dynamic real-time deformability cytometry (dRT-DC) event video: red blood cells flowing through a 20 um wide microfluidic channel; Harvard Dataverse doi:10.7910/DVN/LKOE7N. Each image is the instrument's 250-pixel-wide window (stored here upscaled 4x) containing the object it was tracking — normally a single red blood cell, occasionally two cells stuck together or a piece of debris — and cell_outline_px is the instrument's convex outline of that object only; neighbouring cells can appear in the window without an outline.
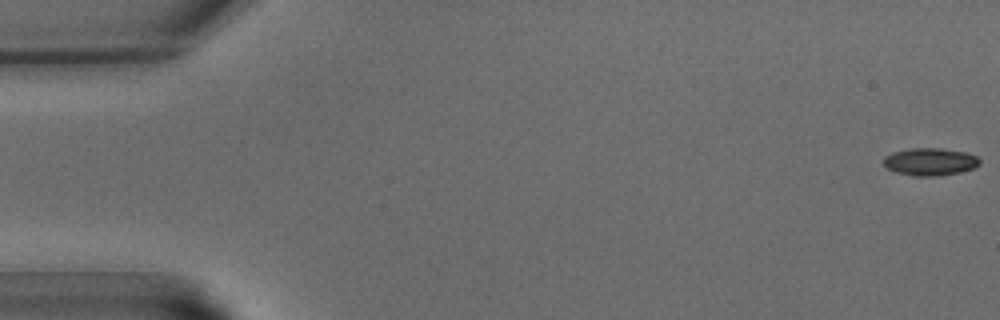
{"species": "common noctule bat (a hibernating species)", "species_latin": "Nyctalus noctula", "temperature_condition": "warm", "stored_images_in_passage": 43, "segment_of_instrument_passage": [1, 2], "camera_frame_rate_fps": 3000, "um_per_image_px": 0.085, "animal": {"sex": "male", "body_mass_g": 15.6}, "frame": {"image": 1, "passage_image": 1, "time_ms": 0.0, "image_size_px": [1000, 320], "cell_outline_px": [[980, 164], [972, 168], [960, 172], [940, 176], [912, 176], [896, 172], [888, 168], [884, 164], [884, 156], [892, 152], [912, 148], [940, 148], [968, 152], [976, 156], [980, 160]], "centroid_in_image_um": [79.06, 13.74], "position_along_channel_um": 5.9, "area_um2": 15.49}}
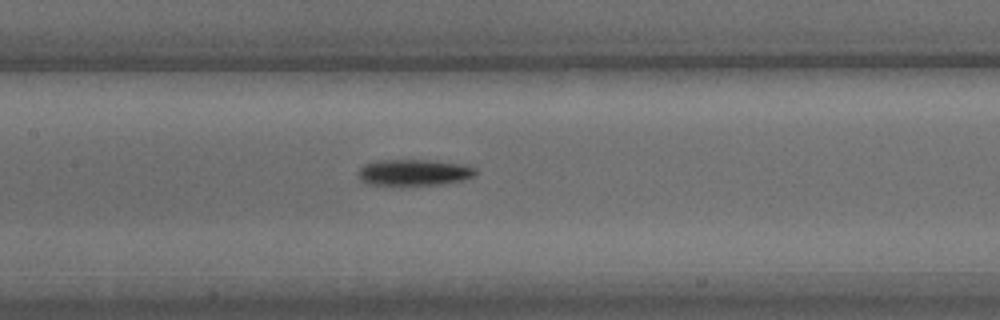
{"frame": {"image": 2, "passage_image": 20, "time_ms": 6.333, "image_size_px": [1000, 320], "cell_outline_px": [[480, 172], [476, 176], [464, 180], [440, 184], [368, 184], [360, 180], [356, 172], [364, 164], [376, 160], [428, 160], [468, 164], [476, 168]], "centroid_in_image_um": [35.25, 14.64], "position_along_channel_um": 172.1, "area_um2": 18.15}}
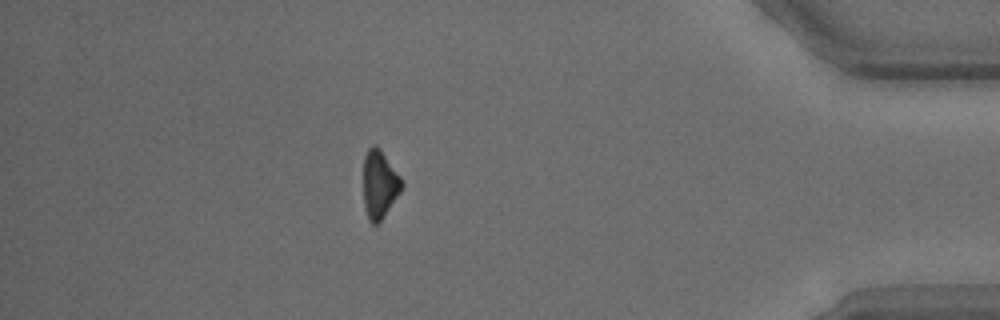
{"frame": {"image": 3, "passage_image": 37, "time_ms": 12.0, "image_size_px": [1000, 320], "cell_outline_px": [[404, 188], [384, 216], [376, 224], [372, 224], [368, 220], [364, 208], [364, 156], [368, 148], [372, 144], [376, 144], [380, 148], [400, 176], [404, 184]], "centroid_in_image_um": [32.27, 15.66], "position_along_channel_um": 402.9, "area_um2": 15.37}}